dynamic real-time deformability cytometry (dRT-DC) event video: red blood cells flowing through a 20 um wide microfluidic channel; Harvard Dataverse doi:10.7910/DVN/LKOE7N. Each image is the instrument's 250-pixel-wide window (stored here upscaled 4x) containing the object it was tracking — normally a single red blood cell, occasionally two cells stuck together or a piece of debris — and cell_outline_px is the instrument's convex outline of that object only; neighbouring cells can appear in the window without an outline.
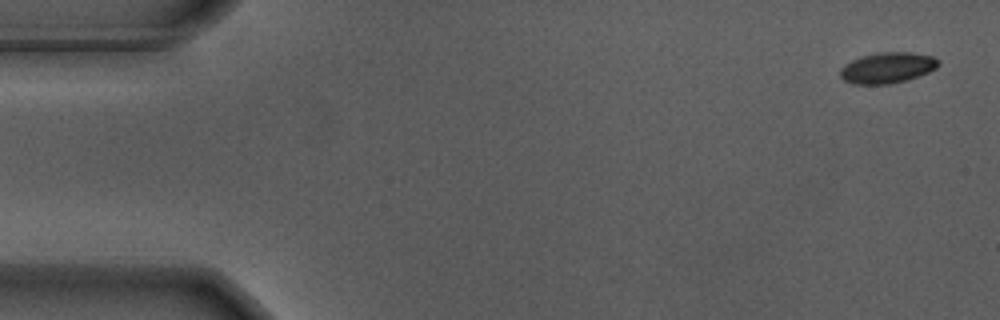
{"species": "Egyptian fruit bat (a non-hibernating species)", "species_latin": "Rousettus aegyptiacus", "temperature_condition": "warm", "stored_images_in_passage": 13, "camera_frame_rate_fps": 3000, "um_per_image_px": 0.085, "animal": {"sex": "male"}, "frame": {"image": 1, "passage_image": 1, "time_ms": 0.0, "image_size_px": [1000, 320], "cell_outline_px": [[940, 64], [936, 68], [928, 72], [904, 80], [888, 84], [852, 84], [844, 80], [840, 76], [840, 68], [852, 60], [860, 56], [880, 52], [912, 52], [932, 56], [940, 60]], "centroid_in_image_um": [75.42, 5.75], "position_along_channel_um": 9.6, "area_um2": 17.57}}